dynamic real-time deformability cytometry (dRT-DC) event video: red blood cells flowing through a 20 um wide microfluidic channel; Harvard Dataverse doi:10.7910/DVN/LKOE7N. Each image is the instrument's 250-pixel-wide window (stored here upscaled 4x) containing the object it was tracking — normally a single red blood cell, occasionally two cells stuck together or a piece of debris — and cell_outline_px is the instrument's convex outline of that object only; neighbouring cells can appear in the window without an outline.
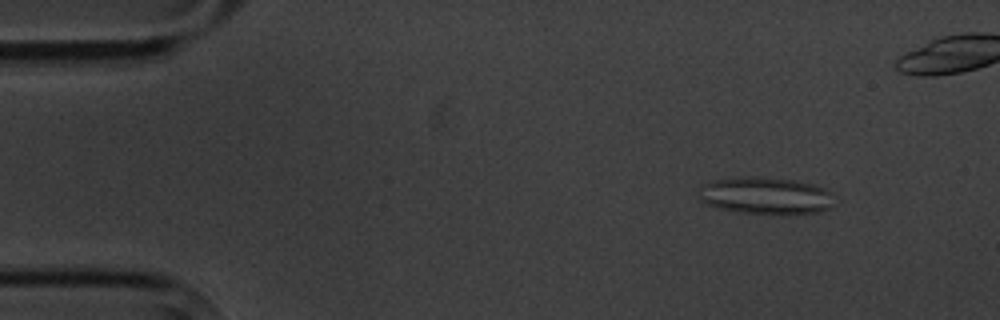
{"species": "common noctule bat (a hibernating species)", "species_latin": "Nyctalus noctula", "temperature_condition": "cold", "stored_images_in_passage": 6, "camera_frame_rate_fps": 3000, "um_per_image_px": 0.085, "animal": {"sex": "male", "body_mass_g": 20.1, "forearm_length_mm": 53.5}, "frame": {"image": 1, "passage_image": 2, "time_ms": 1.333, "image_size_px": [1000, 320], "cell_outline_px": [[828, 208], [820, 212], [780, 216], [736, 212], [720, 208], [708, 204], [700, 200], [700, 188], [708, 180], [740, 176], [760, 176], [796, 180], [812, 184], [824, 188], [828, 192]], "centroid_in_image_um": [64.99, 16.64], "position_along_channel_um": 20.0, "area_um2": 29.65}}